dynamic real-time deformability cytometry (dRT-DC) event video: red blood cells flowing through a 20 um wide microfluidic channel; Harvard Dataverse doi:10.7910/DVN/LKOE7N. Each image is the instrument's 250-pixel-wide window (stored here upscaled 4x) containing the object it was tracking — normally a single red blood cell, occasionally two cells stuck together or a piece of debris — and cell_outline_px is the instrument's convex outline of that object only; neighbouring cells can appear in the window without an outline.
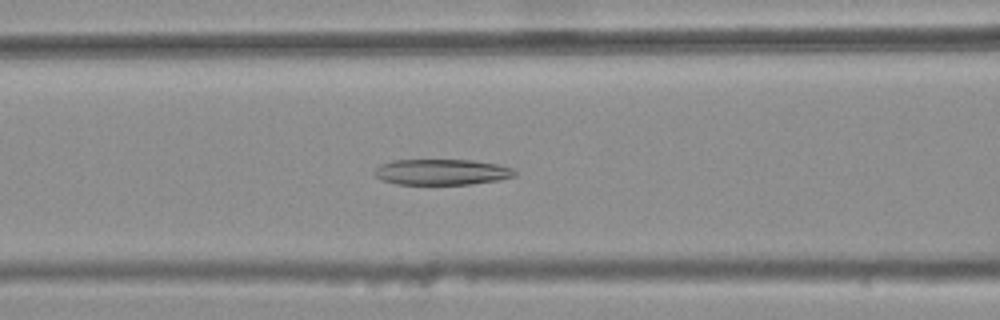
{"species": "common noctule bat (a hibernating species)", "species_latin": "Nyctalus noctula", "temperature_condition": "warm", "stored_images_in_passage": 46, "camera_frame_rate_fps": 3000, "um_per_image_px": 0.085, "animal": {"sex": "female", "body_mass_g": 25.1}, "frame": {"image": 1, "passage_image": 22, "time_ms": 7.0, "image_size_px": [1000, 320], "cell_outline_px": [[516, 176], [500, 180], [468, 184], [396, 184], [384, 180], [376, 176], [376, 168], [380, 164], [392, 160], [472, 160], [500, 164], [512, 168], [516, 172]], "centroid_in_image_um": [37.6, 14.61], "position_along_channel_um": 129.0, "area_um2": 21.04}}
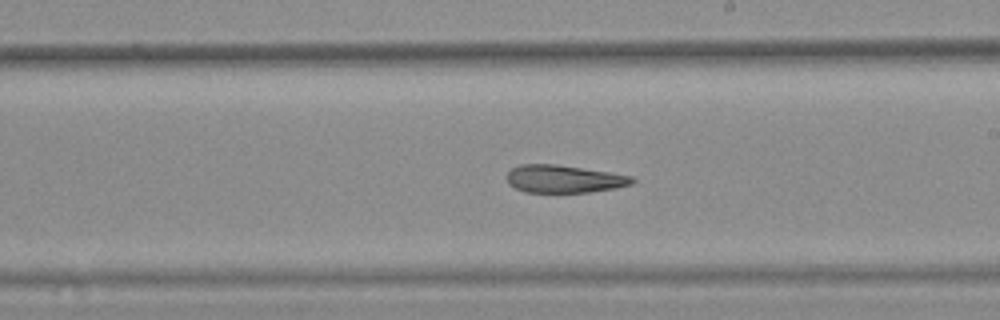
{"frame": {"image": 2, "passage_image": 31, "time_ms": 10.0, "image_size_px": [1000, 320], "cell_outline_px": [[636, 180], [632, 184], [616, 188], [588, 192], [524, 192], [508, 184], [504, 176], [512, 168], [520, 164], [556, 164], [608, 172], [632, 176]], "centroid_in_image_um": [47.89, 15.21], "position_along_channel_um": 241.1, "area_um2": 20.29}}
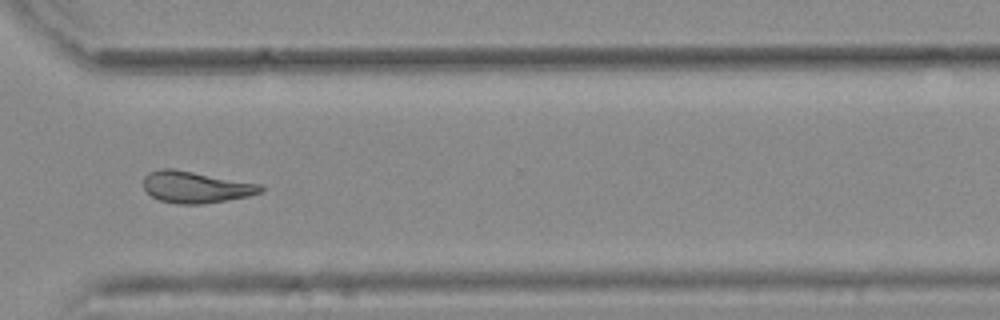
{"frame": {"image": 3, "passage_image": 40, "time_ms": 13.0, "image_size_px": [1000, 320], "cell_outline_px": [[264, 188], [260, 192], [248, 196], [204, 204], [176, 204], [160, 200], [152, 196], [144, 188], [144, 176], [148, 172], [160, 168], [172, 168], [260, 184]], "centroid_in_image_um": [16.6, 15.9], "position_along_channel_um": 354.0, "area_um2": 21.44}, "authors_computed_cell_mechanics": {"area_um2": 21.8195, "velocity_mm_per_s": 3.747, "shape_relaxation_time_tau1_ms": null, "shape_relaxation_time_tau2_ms": 8.3008, "deformation_change_tau1": null, "deformation_change_tau2": 0.1988}}